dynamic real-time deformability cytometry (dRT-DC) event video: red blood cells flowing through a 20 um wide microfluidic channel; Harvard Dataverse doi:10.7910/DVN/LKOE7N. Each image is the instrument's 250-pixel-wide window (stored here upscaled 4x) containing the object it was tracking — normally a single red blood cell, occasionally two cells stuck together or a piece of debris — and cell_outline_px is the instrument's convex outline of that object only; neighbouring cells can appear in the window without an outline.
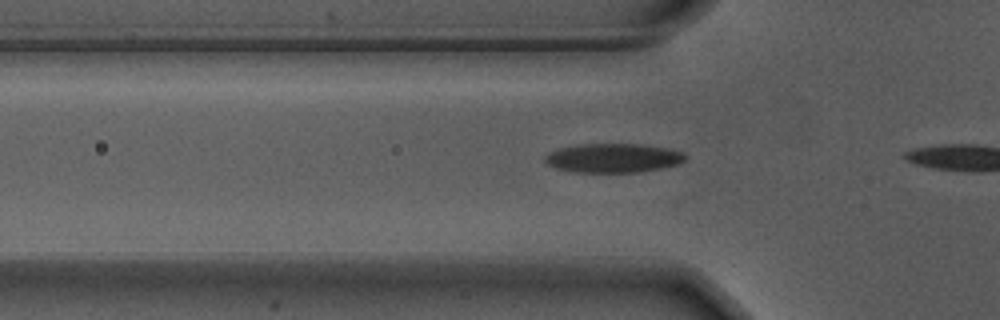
{"species": "Egyptian fruit bat (a non-hibernating species)", "species_latin": "Rousettus aegyptiacus", "temperature_condition": "warm", "stored_images_in_passage": 5, "camera_frame_rate_fps": 3000, "um_per_image_px": 0.085, "animal": {"sex": "male"}, "frame": {"image": 1, "passage_image": 3, "time_ms": 0.667, "image_size_px": [1000, 320], "cell_outline_px": [[688, 156], [680, 164], [640, 172], [572, 172], [556, 168], [548, 164], [544, 160], [544, 156], [548, 152], [560, 148], [580, 144], [640, 144], [668, 148], [684, 152]], "centroid_in_image_um": [52.13, 13.43], "position_along_channel_um": 73.7, "area_um2": 23.93}}